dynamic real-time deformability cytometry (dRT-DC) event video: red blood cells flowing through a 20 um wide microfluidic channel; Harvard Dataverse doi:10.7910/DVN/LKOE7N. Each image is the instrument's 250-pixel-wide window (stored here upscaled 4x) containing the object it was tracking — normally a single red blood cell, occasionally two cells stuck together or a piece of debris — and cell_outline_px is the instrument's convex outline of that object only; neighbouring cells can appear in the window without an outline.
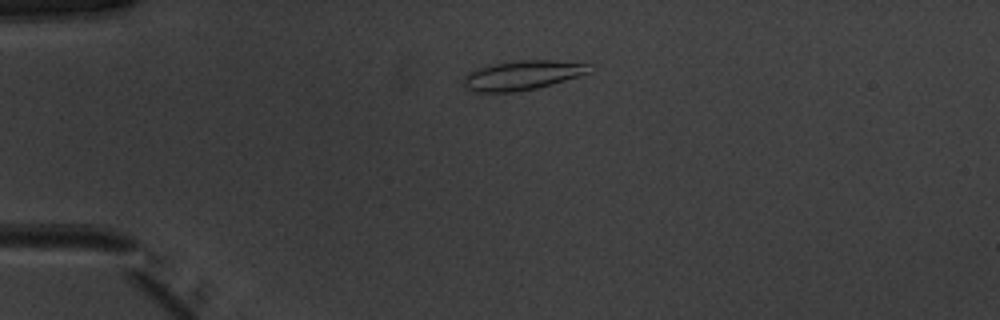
{"species": "common noctule bat (a hibernating species)", "species_latin": "Nyctalus noctula", "temperature_condition": "warm", "stored_images_in_passage": 51, "camera_frame_rate_fps": 3000, "um_per_image_px": 0.085, "animal": {"sex": "male", "body_mass_g": 20.1, "forearm_length_mm": 53.5}, "frame": {"image": 1, "passage_image": 13, "time_ms": 4.0, "image_size_px": [1000, 320], "cell_outline_px": [[592, 72], [580, 76], [536, 88], [512, 92], [472, 92], [464, 88], [464, 76], [476, 68], [492, 64], [516, 60], [548, 60], [592, 64]], "centroid_in_image_um": [44.4, 6.39], "position_along_channel_um": 40.6, "area_um2": 21.68}}
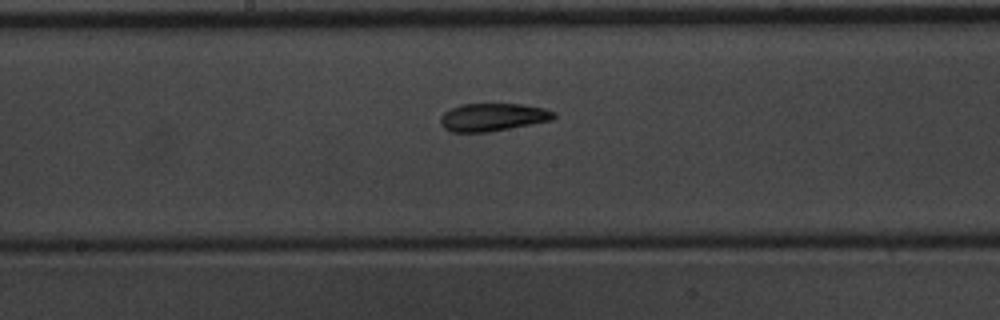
{"frame": {"image": 2, "passage_image": 28, "time_ms": 9.0, "image_size_px": [1000, 320], "cell_outline_px": [[556, 116], [552, 120], [488, 132], [452, 132], [444, 128], [440, 124], [440, 116], [444, 112], [460, 104], [520, 104], [544, 108], [556, 112]], "centroid_in_image_um": [41.87, 9.96], "position_along_channel_um": 206.3, "area_um2": 18.38}}
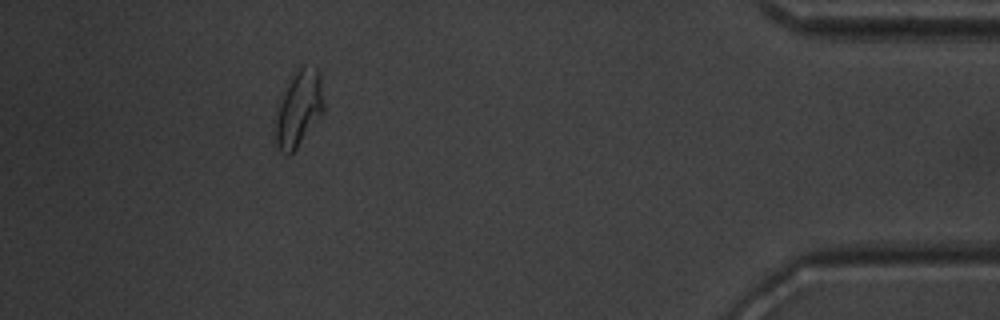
{"frame": {"image": 3, "passage_image": 47, "time_ms": 15.333, "image_size_px": [1000, 320], "cell_outline_px": [[324, 108], [320, 116], [296, 148], [288, 156], [280, 152], [276, 148], [272, 116], [276, 104], [284, 88], [292, 76], [304, 64], [316, 68], [320, 72], [324, 100]], "centroid_in_image_um": [25.32, 9.24], "position_along_channel_um": 409.9, "area_um2": 22.2}, "authors_computed_cell_mechanics": {"area_um2": 19.3052, "velocity_mm_per_s": 3.9968, "shape_relaxation_time_tau1_ms": 4.406, "shape_relaxation_time_tau2_ms": 4.4566, "deformation_change_tau1": 0.1534, "deformation_change_tau2": 0.1068}}